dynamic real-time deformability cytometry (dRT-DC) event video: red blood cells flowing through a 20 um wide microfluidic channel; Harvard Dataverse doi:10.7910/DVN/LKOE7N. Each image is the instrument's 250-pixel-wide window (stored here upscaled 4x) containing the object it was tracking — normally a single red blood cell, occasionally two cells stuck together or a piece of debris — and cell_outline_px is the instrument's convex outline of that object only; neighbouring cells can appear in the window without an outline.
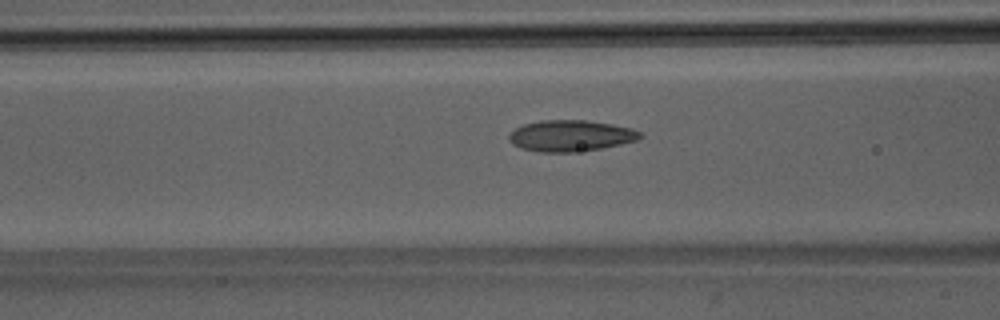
{"species": "Egyptian fruit bat (a non-hibernating species)", "species_latin": "Rousettus aegyptiacus", "temperature_condition": "room temperature", "stored_images_in_passage": 31, "camera_frame_rate_fps": 3000, "um_per_image_px": 0.085, "animal": {"sex": "male"}, "frame": {"image": 1, "passage_image": 10, "time_ms": 3.0, "image_size_px": [1000, 320], "cell_outline_px": [[644, 136], [636, 140], [620, 144], [600, 148], [572, 152], [540, 152], [520, 148], [512, 144], [508, 140], [508, 136], [516, 128], [524, 124], [540, 120], [588, 120], [612, 124], [632, 128], [640, 132]], "centroid_in_image_um": [48.49, 11.53], "position_along_channel_um": 118.1, "area_um2": 23.81}}